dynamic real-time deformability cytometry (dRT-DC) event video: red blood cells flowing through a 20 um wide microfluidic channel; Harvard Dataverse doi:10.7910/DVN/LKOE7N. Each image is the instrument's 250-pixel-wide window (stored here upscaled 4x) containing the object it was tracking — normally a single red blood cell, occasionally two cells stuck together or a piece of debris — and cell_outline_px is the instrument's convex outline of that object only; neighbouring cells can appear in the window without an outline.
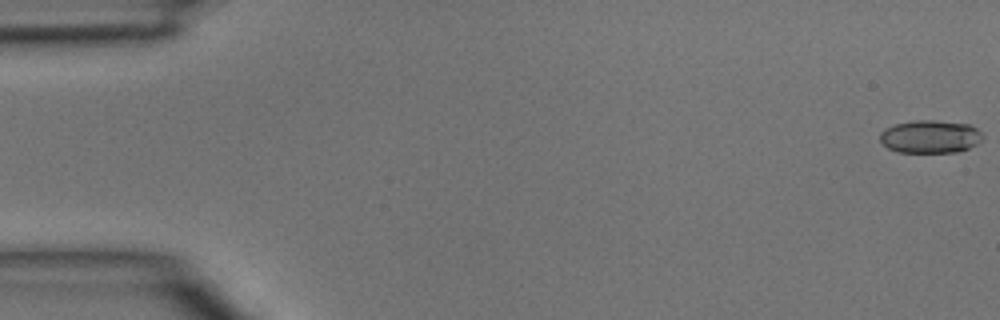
{"species": "common noctule bat (a hibernating species)", "species_latin": "Nyctalus noctula", "temperature_condition": "room temperature", "stored_images_in_passage": 47, "camera_frame_rate_fps": 3000, "um_per_image_px": 0.085, "animal": {"sex": "male", "body_mass_g": 15.6}, "frame": {"image": 1, "passage_image": 1, "time_ms": 0.0, "image_size_px": [1000, 320], "cell_outline_px": [[984, 136], [976, 144], [968, 148], [956, 152], [900, 152], [888, 148], [880, 140], [880, 132], [884, 128], [896, 124], [912, 120], [932, 120], [968, 124], [976, 128]], "centroid_in_image_um": [79.05, 11.61], "position_along_channel_um": 6.0, "area_um2": 19.59}}
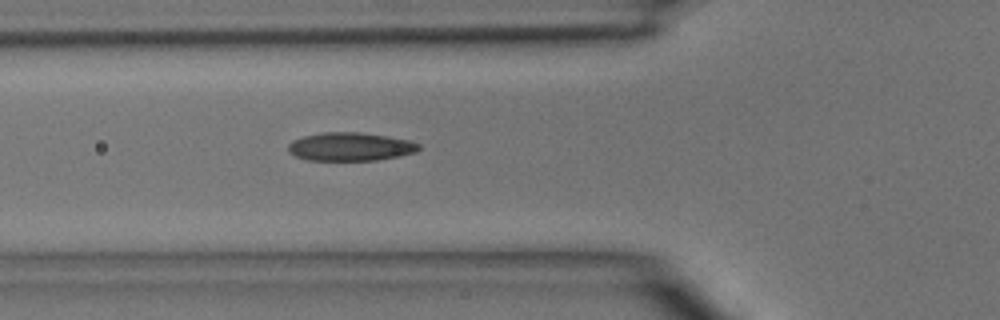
{"frame": {"image": 2, "passage_image": 17, "time_ms": 5.333, "image_size_px": [1000, 320], "cell_outline_px": [[420, 148], [416, 152], [400, 156], [376, 160], [308, 160], [296, 156], [288, 152], [288, 144], [292, 140], [304, 136], [324, 132], [360, 132], [388, 136], [412, 140], [420, 144]], "centroid_in_image_um": [29.8, 12.46], "position_along_channel_um": 96.0, "area_um2": 21.73}}
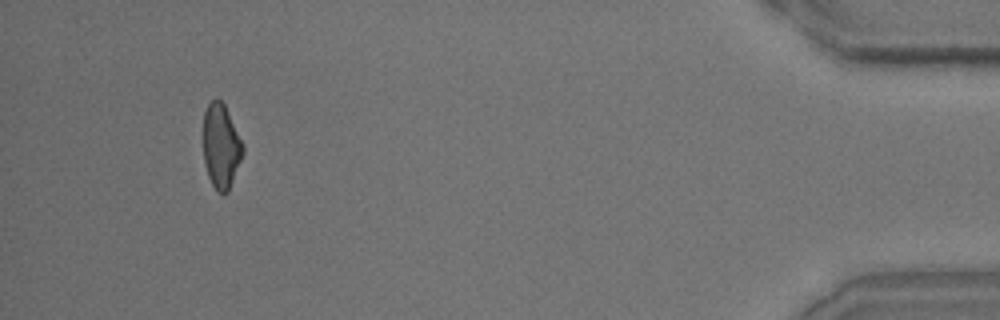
{"frame": {"image": 3, "passage_image": 44, "time_ms": 14.333, "image_size_px": [1000, 320], "cell_outline_px": [[244, 152], [228, 192], [224, 196], [216, 192], [208, 176], [204, 160], [204, 112], [208, 104], [216, 96], [224, 104], [244, 144]], "centroid_in_image_um": [18.8, 12.45], "position_along_channel_um": 416.4, "area_um2": 19.59}}